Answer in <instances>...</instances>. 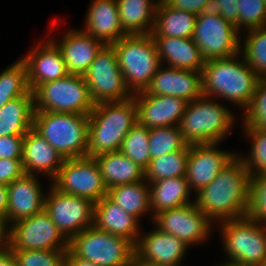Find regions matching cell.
Listing matches in <instances>:
<instances>
[{
    "mask_svg": "<svg viewBox=\"0 0 266 266\" xmlns=\"http://www.w3.org/2000/svg\"><path fill=\"white\" fill-rule=\"evenodd\" d=\"M258 266H266V259Z\"/></svg>",
    "mask_w": 266,
    "mask_h": 266,
    "instance_id": "obj_53",
    "label": "cell"
},
{
    "mask_svg": "<svg viewBox=\"0 0 266 266\" xmlns=\"http://www.w3.org/2000/svg\"><path fill=\"white\" fill-rule=\"evenodd\" d=\"M160 65L145 90L150 95L173 96L188 103L203 95L201 72Z\"/></svg>",
    "mask_w": 266,
    "mask_h": 266,
    "instance_id": "obj_20",
    "label": "cell"
},
{
    "mask_svg": "<svg viewBox=\"0 0 266 266\" xmlns=\"http://www.w3.org/2000/svg\"><path fill=\"white\" fill-rule=\"evenodd\" d=\"M89 115L35 112L33 128L64 159L87 156Z\"/></svg>",
    "mask_w": 266,
    "mask_h": 266,
    "instance_id": "obj_5",
    "label": "cell"
},
{
    "mask_svg": "<svg viewBox=\"0 0 266 266\" xmlns=\"http://www.w3.org/2000/svg\"><path fill=\"white\" fill-rule=\"evenodd\" d=\"M236 26L212 9L199 14L192 39L205 61L228 58L240 53Z\"/></svg>",
    "mask_w": 266,
    "mask_h": 266,
    "instance_id": "obj_10",
    "label": "cell"
},
{
    "mask_svg": "<svg viewBox=\"0 0 266 266\" xmlns=\"http://www.w3.org/2000/svg\"><path fill=\"white\" fill-rule=\"evenodd\" d=\"M238 8L237 0H213L211 6L213 11L219 13L235 26L238 24Z\"/></svg>",
    "mask_w": 266,
    "mask_h": 266,
    "instance_id": "obj_46",
    "label": "cell"
},
{
    "mask_svg": "<svg viewBox=\"0 0 266 266\" xmlns=\"http://www.w3.org/2000/svg\"><path fill=\"white\" fill-rule=\"evenodd\" d=\"M148 183L153 217L162 211L193 203L189 198L191 190L185 176Z\"/></svg>",
    "mask_w": 266,
    "mask_h": 266,
    "instance_id": "obj_28",
    "label": "cell"
},
{
    "mask_svg": "<svg viewBox=\"0 0 266 266\" xmlns=\"http://www.w3.org/2000/svg\"><path fill=\"white\" fill-rule=\"evenodd\" d=\"M23 174L21 159H0V184L8 185Z\"/></svg>",
    "mask_w": 266,
    "mask_h": 266,
    "instance_id": "obj_44",
    "label": "cell"
},
{
    "mask_svg": "<svg viewBox=\"0 0 266 266\" xmlns=\"http://www.w3.org/2000/svg\"><path fill=\"white\" fill-rule=\"evenodd\" d=\"M8 223L3 215H0V250L5 249L9 245V232L7 227Z\"/></svg>",
    "mask_w": 266,
    "mask_h": 266,
    "instance_id": "obj_48",
    "label": "cell"
},
{
    "mask_svg": "<svg viewBox=\"0 0 266 266\" xmlns=\"http://www.w3.org/2000/svg\"><path fill=\"white\" fill-rule=\"evenodd\" d=\"M68 249L98 266H132L135 258V247L129 240L94 225L73 236Z\"/></svg>",
    "mask_w": 266,
    "mask_h": 266,
    "instance_id": "obj_8",
    "label": "cell"
},
{
    "mask_svg": "<svg viewBox=\"0 0 266 266\" xmlns=\"http://www.w3.org/2000/svg\"><path fill=\"white\" fill-rule=\"evenodd\" d=\"M246 33L240 54H243L241 56L260 79H266V27L251 29Z\"/></svg>",
    "mask_w": 266,
    "mask_h": 266,
    "instance_id": "obj_35",
    "label": "cell"
},
{
    "mask_svg": "<svg viewBox=\"0 0 266 266\" xmlns=\"http://www.w3.org/2000/svg\"><path fill=\"white\" fill-rule=\"evenodd\" d=\"M243 115V126L266 131V79L259 80L251 103Z\"/></svg>",
    "mask_w": 266,
    "mask_h": 266,
    "instance_id": "obj_41",
    "label": "cell"
},
{
    "mask_svg": "<svg viewBox=\"0 0 266 266\" xmlns=\"http://www.w3.org/2000/svg\"><path fill=\"white\" fill-rule=\"evenodd\" d=\"M247 217L255 222L266 224V173L250 178Z\"/></svg>",
    "mask_w": 266,
    "mask_h": 266,
    "instance_id": "obj_40",
    "label": "cell"
},
{
    "mask_svg": "<svg viewBox=\"0 0 266 266\" xmlns=\"http://www.w3.org/2000/svg\"><path fill=\"white\" fill-rule=\"evenodd\" d=\"M18 266H64L66 251L12 250Z\"/></svg>",
    "mask_w": 266,
    "mask_h": 266,
    "instance_id": "obj_42",
    "label": "cell"
},
{
    "mask_svg": "<svg viewBox=\"0 0 266 266\" xmlns=\"http://www.w3.org/2000/svg\"><path fill=\"white\" fill-rule=\"evenodd\" d=\"M152 220L160 231L176 236L188 246L204 242L213 227L212 220L198 209L194 200L182 207L162 211Z\"/></svg>",
    "mask_w": 266,
    "mask_h": 266,
    "instance_id": "obj_15",
    "label": "cell"
},
{
    "mask_svg": "<svg viewBox=\"0 0 266 266\" xmlns=\"http://www.w3.org/2000/svg\"><path fill=\"white\" fill-rule=\"evenodd\" d=\"M35 112H62L89 115L94 109L83 75L66 77L38 85L33 90Z\"/></svg>",
    "mask_w": 266,
    "mask_h": 266,
    "instance_id": "obj_7",
    "label": "cell"
},
{
    "mask_svg": "<svg viewBox=\"0 0 266 266\" xmlns=\"http://www.w3.org/2000/svg\"><path fill=\"white\" fill-rule=\"evenodd\" d=\"M0 266H18L15 256L9 247L0 250Z\"/></svg>",
    "mask_w": 266,
    "mask_h": 266,
    "instance_id": "obj_49",
    "label": "cell"
},
{
    "mask_svg": "<svg viewBox=\"0 0 266 266\" xmlns=\"http://www.w3.org/2000/svg\"><path fill=\"white\" fill-rule=\"evenodd\" d=\"M135 247L134 261L152 266H180L188 245L157 227L145 235H139Z\"/></svg>",
    "mask_w": 266,
    "mask_h": 266,
    "instance_id": "obj_16",
    "label": "cell"
},
{
    "mask_svg": "<svg viewBox=\"0 0 266 266\" xmlns=\"http://www.w3.org/2000/svg\"><path fill=\"white\" fill-rule=\"evenodd\" d=\"M178 126L149 129L150 160L178 150H189Z\"/></svg>",
    "mask_w": 266,
    "mask_h": 266,
    "instance_id": "obj_36",
    "label": "cell"
},
{
    "mask_svg": "<svg viewBox=\"0 0 266 266\" xmlns=\"http://www.w3.org/2000/svg\"><path fill=\"white\" fill-rule=\"evenodd\" d=\"M8 208V186L0 184V215L6 218Z\"/></svg>",
    "mask_w": 266,
    "mask_h": 266,
    "instance_id": "obj_50",
    "label": "cell"
},
{
    "mask_svg": "<svg viewBox=\"0 0 266 266\" xmlns=\"http://www.w3.org/2000/svg\"><path fill=\"white\" fill-rule=\"evenodd\" d=\"M33 91L5 103L0 108V137L24 136L33 127Z\"/></svg>",
    "mask_w": 266,
    "mask_h": 266,
    "instance_id": "obj_29",
    "label": "cell"
},
{
    "mask_svg": "<svg viewBox=\"0 0 266 266\" xmlns=\"http://www.w3.org/2000/svg\"><path fill=\"white\" fill-rule=\"evenodd\" d=\"M21 59L27 69V81L31 91L38 85L64 78L69 74L61 50L51 39L43 45L39 42Z\"/></svg>",
    "mask_w": 266,
    "mask_h": 266,
    "instance_id": "obj_19",
    "label": "cell"
},
{
    "mask_svg": "<svg viewBox=\"0 0 266 266\" xmlns=\"http://www.w3.org/2000/svg\"><path fill=\"white\" fill-rule=\"evenodd\" d=\"M220 266H242V265H237V264H234V263H229V262H226V263H222V265Z\"/></svg>",
    "mask_w": 266,
    "mask_h": 266,
    "instance_id": "obj_52",
    "label": "cell"
},
{
    "mask_svg": "<svg viewBox=\"0 0 266 266\" xmlns=\"http://www.w3.org/2000/svg\"><path fill=\"white\" fill-rule=\"evenodd\" d=\"M159 1L116 0L122 29L128 35L151 34Z\"/></svg>",
    "mask_w": 266,
    "mask_h": 266,
    "instance_id": "obj_30",
    "label": "cell"
},
{
    "mask_svg": "<svg viewBox=\"0 0 266 266\" xmlns=\"http://www.w3.org/2000/svg\"><path fill=\"white\" fill-rule=\"evenodd\" d=\"M132 97L137 106L138 123L148 129L178 126L188 104L181 98L150 95L146 91Z\"/></svg>",
    "mask_w": 266,
    "mask_h": 266,
    "instance_id": "obj_18",
    "label": "cell"
},
{
    "mask_svg": "<svg viewBox=\"0 0 266 266\" xmlns=\"http://www.w3.org/2000/svg\"><path fill=\"white\" fill-rule=\"evenodd\" d=\"M173 9L188 11L199 15L204 11L210 10L213 0H163Z\"/></svg>",
    "mask_w": 266,
    "mask_h": 266,
    "instance_id": "obj_45",
    "label": "cell"
},
{
    "mask_svg": "<svg viewBox=\"0 0 266 266\" xmlns=\"http://www.w3.org/2000/svg\"><path fill=\"white\" fill-rule=\"evenodd\" d=\"M40 184L35 174L24 173L7 185V223L13 224L20 219L31 217L45 208L46 195L43 194Z\"/></svg>",
    "mask_w": 266,
    "mask_h": 266,
    "instance_id": "obj_21",
    "label": "cell"
},
{
    "mask_svg": "<svg viewBox=\"0 0 266 266\" xmlns=\"http://www.w3.org/2000/svg\"><path fill=\"white\" fill-rule=\"evenodd\" d=\"M239 54L205 61L201 72L202 92L203 96H219L246 110L260 78L248 66L244 57L240 61Z\"/></svg>",
    "mask_w": 266,
    "mask_h": 266,
    "instance_id": "obj_2",
    "label": "cell"
},
{
    "mask_svg": "<svg viewBox=\"0 0 266 266\" xmlns=\"http://www.w3.org/2000/svg\"><path fill=\"white\" fill-rule=\"evenodd\" d=\"M106 197L138 221L144 213L151 211L149 183L146 180L114 186L108 189Z\"/></svg>",
    "mask_w": 266,
    "mask_h": 266,
    "instance_id": "obj_32",
    "label": "cell"
},
{
    "mask_svg": "<svg viewBox=\"0 0 266 266\" xmlns=\"http://www.w3.org/2000/svg\"><path fill=\"white\" fill-rule=\"evenodd\" d=\"M189 150H178L151 159L145 169V180L154 182L186 174Z\"/></svg>",
    "mask_w": 266,
    "mask_h": 266,
    "instance_id": "obj_33",
    "label": "cell"
},
{
    "mask_svg": "<svg viewBox=\"0 0 266 266\" xmlns=\"http://www.w3.org/2000/svg\"><path fill=\"white\" fill-rule=\"evenodd\" d=\"M250 178L236 154L207 186L197 192L195 203L198 209L215 222L246 217Z\"/></svg>",
    "mask_w": 266,
    "mask_h": 266,
    "instance_id": "obj_1",
    "label": "cell"
},
{
    "mask_svg": "<svg viewBox=\"0 0 266 266\" xmlns=\"http://www.w3.org/2000/svg\"><path fill=\"white\" fill-rule=\"evenodd\" d=\"M24 136L0 137V159H21Z\"/></svg>",
    "mask_w": 266,
    "mask_h": 266,
    "instance_id": "obj_43",
    "label": "cell"
},
{
    "mask_svg": "<svg viewBox=\"0 0 266 266\" xmlns=\"http://www.w3.org/2000/svg\"><path fill=\"white\" fill-rule=\"evenodd\" d=\"M65 34L61 42L53 41L61 50L68 73L83 75L104 44L82 30L71 29Z\"/></svg>",
    "mask_w": 266,
    "mask_h": 266,
    "instance_id": "obj_24",
    "label": "cell"
},
{
    "mask_svg": "<svg viewBox=\"0 0 266 266\" xmlns=\"http://www.w3.org/2000/svg\"><path fill=\"white\" fill-rule=\"evenodd\" d=\"M51 185L59 192L84 197L94 203L108 191L95 158L88 156L65 159Z\"/></svg>",
    "mask_w": 266,
    "mask_h": 266,
    "instance_id": "obj_12",
    "label": "cell"
},
{
    "mask_svg": "<svg viewBox=\"0 0 266 266\" xmlns=\"http://www.w3.org/2000/svg\"><path fill=\"white\" fill-rule=\"evenodd\" d=\"M237 5L239 12L236 28L239 32L242 28L248 31L266 27V5L264 0H237Z\"/></svg>",
    "mask_w": 266,
    "mask_h": 266,
    "instance_id": "obj_39",
    "label": "cell"
},
{
    "mask_svg": "<svg viewBox=\"0 0 266 266\" xmlns=\"http://www.w3.org/2000/svg\"><path fill=\"white\" fill-rule=\"evenodd\" d=\"M159 60L182 70L202 72L205 60L192 38L153 37ZM165 59V60H164Z\"/></svg>",
    "mask_w": 266,
    "mask_h": 266,
    "instance_id": "obj_26",
    "label": "cell"
},
{
    "mask_svg": "<svg viewBox=\"0 0 266 266\" xmlns=\"http://www.w3.org/2000/svg\"><path fill=\"white\" fill-rule=\"evenodd\" d=\"M140 222L106 196L95 203L93 225L109 234L129 240L134 246L140 235Z\"/></svg>",
    "mask_w": 266,
    "mask_h": 266,
    "instance_id": "obj_25",
    "label": "cell"
},
{
    "mask_svg": "<svg viewBox=\"0 0 266 266\" xmlns=\"http://www.w3.org/2000/svg\"><path fill=\"white\" fill-rule=\"evenodd\" d=\"M11 250L67 251L68 240L53 223L49 213L42 211L23 218L9 226Z\"/></svg>",
    "mask_w": 266,
    "mask_h": 266,
    "instance_id": "obj_13",
    "label": "cell"
},
{
    "mask_svg": "<svg viewBox=\"0 0 266 266\" xmlns=\"http://www.w3.org/2000/svg\"><path fill=\"white\" fill-rule=\"evenodd\" d=\"M112 46L129 91H145L161 65L151 34L126 35Z\"/></svg>",
    "mask_w": 266,
    "mask_h": 266,
    "instance_id": "obj_6",
    "label": "cell"
},
{
    "mask_svg": "<svg viewBox=\"0 0 266 266\" xmlns=\"http://www.w3.org/2000/svg\"><path fill=\"white\" fill-rule=\"evenodd\" d=\"M137 122V106L133 97L96 104L89 114L87 156L120 151L124 138Z\"/></svg>",
    "mask_w": 266,
    "mask_h": 266,
    "instance_id": "obj_3",
    "label": "cell"
},
{
    "mask_svg": "<svg viewBox=\"0 0 266 266\" xmlns=\"http://www.w3.org/2000/svg\"><path fill=\"white\" fill-rule=\"evenodd\" d=\"M120 151L145 170L150 162L149 129L137 122L124 138Z\"/></svg>",
    "mask_w": 266,
    "mask_h": 266,
    "instance_id": "obj_37",
    "label": "cell"
},
{
    "mask_svg": "<svg viewBox=\"0 0 266 266\" xmlns=\"http://www.w3.org/2000/svg\"><path fill=\"white\" fill-rule=\"evenodd\" d=\"M218 143L190 145L185 178L190 190L207 186L236 155L218 149Z\"/></svg>",
    "mask_w": 266,
    "mask_h": 266,
    "instance_id": "obj_17",
    "label": "cell"
},
{
    "mask_svg": "<svg viewBox=\"0 0 266 266\" xmlns=\"http://www.w3.org/2000/svg\"><path fill=\"white\" fill-rule=\"evenodd\" d=\"M235 119L227 106L202 95L187 104L178 127L188 145L219 144Z\"/></svg>",
    "mask_w": 266,
    "mask_h": 266,
    "instance_id": "obj_4",
    "label": "cell"
},
{
    "mask_svg": "<svg viewBox=\"0 0 266 266\" xmlns=\"http://www.w3.org/2000/svg\"><path fill=\"white\" fill-rule=\"evenodd\" d=\"M132 266H152V265H149V264H146L140 261H133Z\"/></svg>",
    "mask_w": 266,
    "mask_h": 266,
    "instance_id": "obj_51",
    "label": "cell"
},
{
    "mask_svg": "<svg viewBox=\"0 0 266 266\" xmlns=\"http://www.w3.org/2000/svg\"><path fill=\"white\" fill-rule=\"evenodd\" d=\"M82 31L104 45H112L128 35L121 27L116 0H93Z\"/></svg>",
    "mask_w": 266,
    "mask_h": 266,
    "instance_id": "obj_23",
    "label": "cell"
},
{
    "mask_svg": "<svg viewBox=\"0 0 266 266\" xmlns=\"http://www.w3.org/2000/svg\"><path fill=\"white\" fill-rule=\"evenodd\" d=\"M196 14L176 10L160 0L155 15L152 37L192 38Z\"/></svg>",
    "mask_w": 266,
    "mask_h": 266,
    "instance_id": "obj_31",
    "label": "cell"
},
{
    "mask_svg": "<svg viewBox=\"0 0 266 266\" xmlns=\"http://www.w3.org/2000/svg\"><path fill=\"white\" fill-rule=\"evenodd\" d=\"M95 203L87 198L59 192L52 185L45 198V210L58 230L69 241L93 226Z\"/></svg>",
    "mask_w": 266,
    "mask_h": 266,
    "instance_id": "obj_14",
    "label": "cell"
},
{
    "mask_svg": "<svg viewBox=\"0 0 266 266\" xmlns=\"http://www.w3.org/2000/svg\"><path fill=\"white\" fill-rule=\"evenodd\" d=\"M64 266H98L91 261L75 256L69 249L65 253Z\"/></svg>",
    "mask_w": 266,
    "mask_h": 266,
    "instance_id": "obj_47",
    "label": "cell"
},
{
    "mask_svg": "<svg viewBox=\"0 0 266 266\" xmlns=\"http://www.w3.org/2000/svg\"><path fill=\"white\" fill-rule=\"evenodd\" d=\"M107 189L121 184L145 180V170L121 151L107 152L94 157Z\"/></svg>",
    "mask_w": 266,
    "mask_h": 266,
    "instance_id": "obj_27",
    "label": "cell"
},
{
    "mask_svg": "<svg viewBox=\"0 0 266 266\" xmlns=\"http://www.w3.org/2000/svg\"><path fill=\"white\" fill-rule=\"evenodd\" d=\"M219 223L229 263L258 266L266 259V224L255 222L247 216Z\"/></svg>",
    "mask_w": 266,
    "mask_h": 266,
    "instance_id": "obj_9",
    "label": "cell"
},
{
    "mask_svg": "<svg viewBox=\"0 0 266 266\" xmlns=\"http://www.w3.org/2000/svg\"><path fill=\"white\" fill-rule=\"evenodd\" d=\"M65 159L33 127L24 135L21 163L25 174L44 173L50 181ZM37 171V172H36Z\"/></svg>",
    "mask_w": 266,
    "mask_h": 266,
    "instance_id": "obj_22",
    "label": "cell"
},
{
    "mask_svg": "<svg viewBox=\"0 0 266 266\" xmlns=\"http://www.w3.org/2000/svg\"><path fill=\"white\" fill-rule=\"evenodd\" d=\"M30 91L27 69L22 59H17L0 73V108L12 99Z\"/></svg>",
    "mask_w": 266,
    "mask_h": 266,
    "instance_id": "obj_34",
    "label": "cell"
},
{
    "mask_svg": "<svg viewBox=\"0 0 266 266\" xmlns=\"http://www.w3.org/2000/svg\"><path fill=\"white\" fill-rule=\"evenodd\" d=\"M83 77L95 105L124 101L133 96L125 83L112 45L101 48Z\"/></svg>",
    "mask_w": 266,
    "mask_h": 266,
    "instance_id": "obj_11",
    "label": "cell"
},
{
    "mask_svg": "<svg viewBox=\"0 0 266 266\" xmlns=\"http://www.w3.org/2000/svg\"><path fill=\"white\" fill-rule=\"evenodd\" d=\"M244 131L247 138L252 140V148L249 156L243 155L239 158L243 161L250 177L266 173V131L251 126H244Z\"/></svg>",
    "mask_w": 266,
    "mask_h": 266,
    "instance_id": "obj_38",
    "label": "cell"
}]
</instances>
